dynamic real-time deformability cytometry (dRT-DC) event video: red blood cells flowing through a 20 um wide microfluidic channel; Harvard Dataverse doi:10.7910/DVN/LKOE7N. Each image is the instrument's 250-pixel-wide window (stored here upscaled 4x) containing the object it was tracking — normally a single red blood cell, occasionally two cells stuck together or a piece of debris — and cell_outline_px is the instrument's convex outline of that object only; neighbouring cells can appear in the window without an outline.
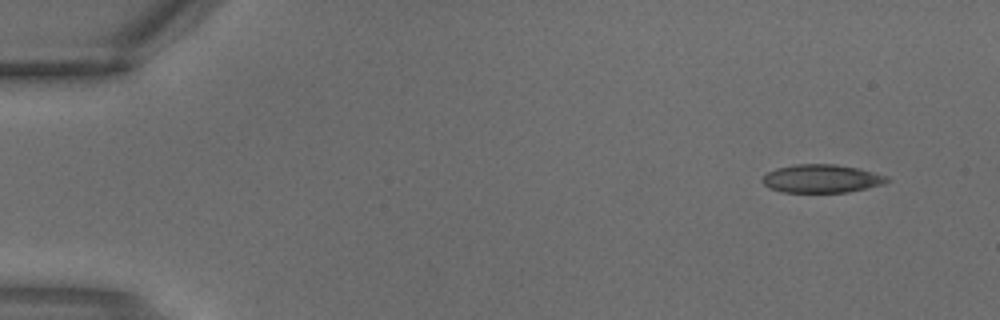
{"species": "common noctule bat (a hibernating species)", "species_latin": "Nyctalus noctula", "temperature_condition": "warm", "stored_images_in_passage": 3, "camera_frame_rate_fps": 3000, "um_per_image_px": 0.085, "animal": {"sex": "male", "body_mass_g": 18.8}, "frame": {"image": 1, "passage_image": 1, "time_ms": 0.0, "image_size_px": [1000, 320], "cell_outline_px": [[892, 180], [884, 184], [848, 192], [784, 192], [768, 188], [760, 180], [768, 172], [776, 168], [796, 164], [836, 164], [860, 168], [888, 176]], "centroid_in_image_um": [69.86, 15.18], "position_along_channel_um": 15.1, "area_um2": 20.69}}
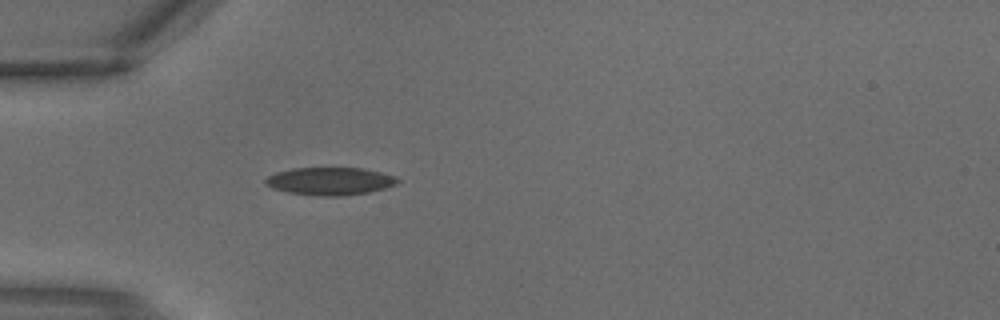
{"frame": {"image": 2, "passage_image": 3, "time_ms": 0.667, "image_size_px": [1000, 320], "cell_outline_px": [[400, 180], [396, 184], [384, 188], [368, 192], [344, 196], [316, 196], [288, 192], [272, 188], [264, 184], [264, 180], [268, 176], [276, 172], [292, 168], [364, 168], [396, 176]], "centroid_in_image_um": [28.03, 15.4], "position_along_channel_um": 57.0, "area_um2": 21.44}}